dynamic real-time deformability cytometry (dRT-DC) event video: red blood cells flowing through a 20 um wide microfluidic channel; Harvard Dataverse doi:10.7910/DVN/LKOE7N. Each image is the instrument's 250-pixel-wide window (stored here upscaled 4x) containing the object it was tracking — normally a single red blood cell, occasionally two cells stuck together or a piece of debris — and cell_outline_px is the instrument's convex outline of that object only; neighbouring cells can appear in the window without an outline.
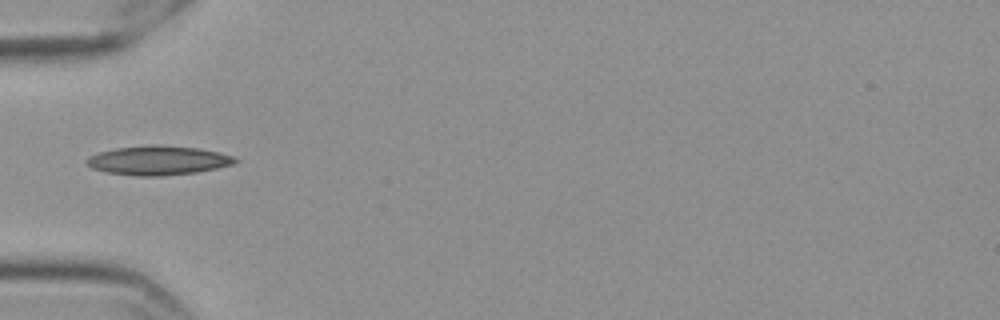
{"species": "Egyptian fruit bat (a non-hibernating species)", "species_latin": "Rousettus aegyptiacus", "temperature_condition": "cold", "stored_images_in_passage": 34, "camera_frame_rate_fps": 3000, "um_per_image_px": 0.085, "frame": {"image": 1, "passage_image": 1, "time_ms": 0.0, "image_size_px": [1000, 320], "cell_outline_px": [[240, 160], [232, 164], [216, 168], [196, 172], [160, 176], [136, 176], [104, 172], [92, 168], [84, 160], [88, 156], [100, 152], [116, 148], [148, 144], [160, 144], [200, 148], [232, 156]], "centroid_in_image_um": [13.4, 13.62], "position_along_channel_um": 71.6, "area_um2": 25.37}}
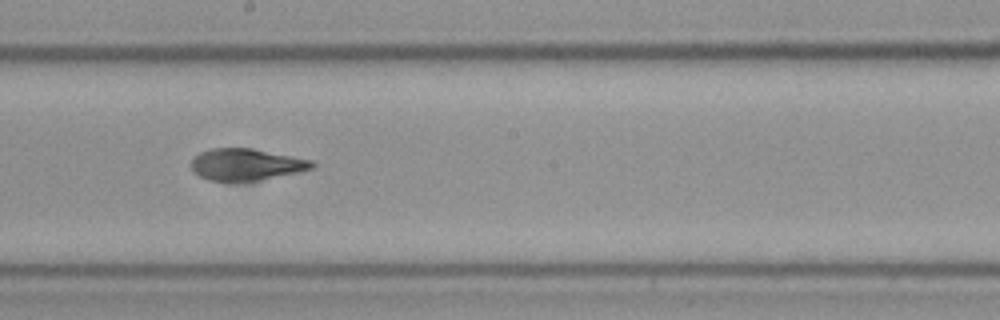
{"frame": {"image": 2, "passage_image": 14, "time_ms": 4.333, "image_size_px": [1000, 320], "cell_outline_px": [[316, 164], [312, 168], [296, 172], [256, 180], [208, 180], [192, 172], [192, 160], [200, 152], [212, 148], [252, 148], [312, 160]], "centroid_in_image_um": [20.9, 13.96], "position_along_channel_um": 227.3, "area_um2": 21.85}}
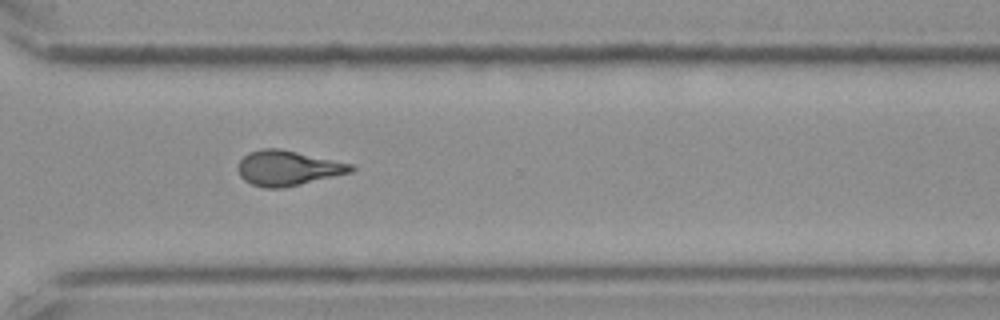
{"frame": {"image": 3, "passage_image": 24, "time_ms": 7.667, "image_size_px": [1000, 320], "cell_outline_px": [[356, 168], [352, 172], [284, 188], [264, 188], [252, 184], [244, 180], [240, 176], [236, 168], [240, 160], [248, 152], [260, 148], [280, 148], [352, 164]], "centroid_in_image_um": [24.43, 14.28], "position_along_channel_um": 346.2, "area_um2": 23.18}, "authors_computed_cell_mechanics": {"area_um2": 22.3397, "velocity_mm_per_s": 3.5751, "shape_relaxation_time_tau1_ms": 11.1016, "shape_relaxation_time_tau2_ms": 2.1669, "deformation_change_tau1": 0.2621, "deformation_change_tau2": 0.0813}}